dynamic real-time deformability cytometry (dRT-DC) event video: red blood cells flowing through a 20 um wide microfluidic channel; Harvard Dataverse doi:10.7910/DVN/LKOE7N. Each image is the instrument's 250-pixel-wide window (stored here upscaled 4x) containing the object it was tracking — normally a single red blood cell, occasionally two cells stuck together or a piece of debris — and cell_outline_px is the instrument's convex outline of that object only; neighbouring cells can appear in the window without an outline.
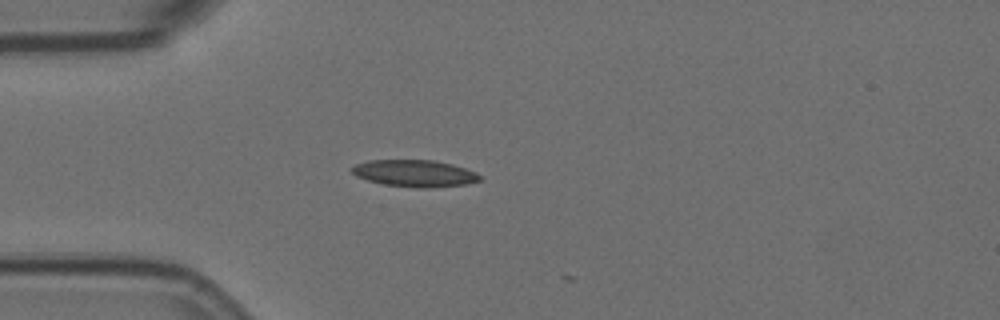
{"species": "Egyptian fruit bat (a non-hibernating species)", "species_latin": "Rousettus aegyptiacus", "temperature_condition": "room temperature", "stored_images_in_passage": 19, "camera_frame_rate_fps": 3000, "um_per_image_px": 0.085, "animal": {"sex": "female"}, "frame": {"image": 1, "passage_image": 16, "time_ms": 5.0, "image_size_px": [1000, 320], "cell_outline_px": [[480, 180], [464, 184], [432, 188], [420, 188], [384, 184], [368, 180], [356, 176], [352, 172], [352, 168], [356, 164], [368, 160], [432, 160], [452, 164], [476, 172], [480, 176]], "centroid_in_image_um": [35.24, 14.73], "position_along_channel_um": 49.8, "area_um2": 19.83}}